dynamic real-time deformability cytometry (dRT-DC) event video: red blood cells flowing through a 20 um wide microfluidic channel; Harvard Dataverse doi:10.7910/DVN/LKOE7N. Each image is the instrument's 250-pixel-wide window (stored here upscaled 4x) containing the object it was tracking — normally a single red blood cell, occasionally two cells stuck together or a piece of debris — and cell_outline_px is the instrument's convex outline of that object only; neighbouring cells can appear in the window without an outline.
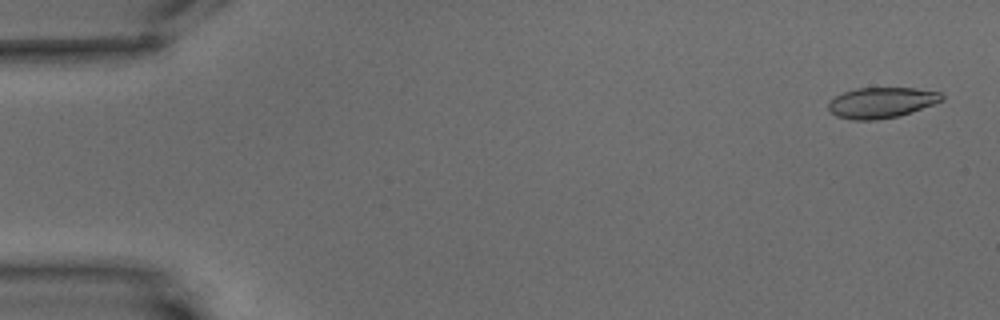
{"species": "common noctule bat (a hibernating species)", "species_latin": "Nyctalus noctula", "temperature_condition": "warm", "stored_images_in_passage": 6, "camera_frame_rate_fps": 3000, "um_per_image_px": 0.085, "animal": {"sex": "male", "body_mass_g": 15.6}, "frame": {"image": 1, "passage_image": 1, "time_ms": 0.0, "image_size_px": [1000, 320], "cell_outline_px": [[944, 100], [912, 112], [900, 116], [876, 120], [856, 120], [836, 116], [828, 108], [828, 104], [836, 96], [844, 92], [856, 88], [916, 88], [940, 92], [944, 96]], "centroid_in_image_um": [74.96, 8.72], "position_along_channel_um": 10.0, "area_um2": 20.23}}
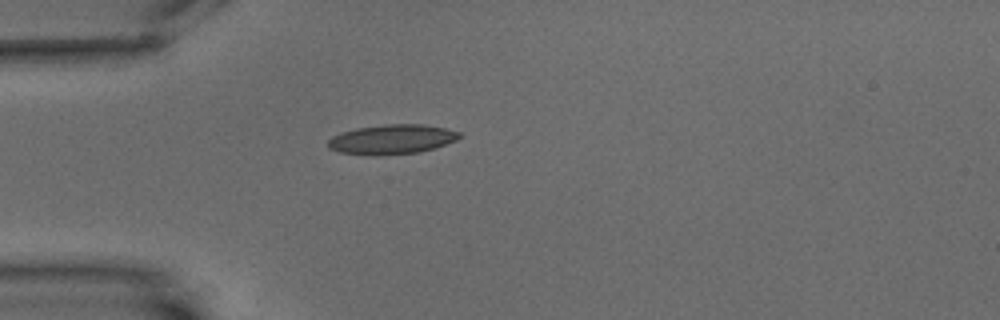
{"frame": {"image": 2, "passage_image": 5, "time_ms": 5.0, "image_size_px": [1000, 320], "cell_outline_px": [[464, 136], [456, 140], [420, 152], [384, 156], [372, 156], [340, 152], [328, 148], [328, 140], [332, 136], [340, 132], [356, 128], [384, 124], [424, 124], [444, 128], [460, 132]], "centroid_in_image_um": [33.29, 11.85], "position_along_channel_um": 51.7, "area_um2": 22.95}}